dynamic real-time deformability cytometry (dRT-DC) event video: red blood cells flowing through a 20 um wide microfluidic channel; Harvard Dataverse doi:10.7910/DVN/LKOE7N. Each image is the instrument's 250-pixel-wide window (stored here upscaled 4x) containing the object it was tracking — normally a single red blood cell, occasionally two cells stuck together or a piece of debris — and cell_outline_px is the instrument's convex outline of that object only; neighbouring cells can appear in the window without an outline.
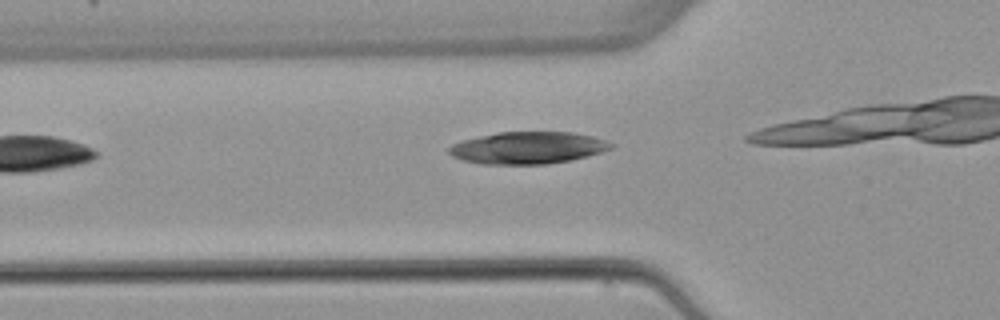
{"species": "common noctule bat (a hibernating species)", "species_latin": "Nyctalus noctula", "temperature_condition": "warm", "stored_images_in_passage": 6, "camera_frame_rate_fps": 3000, "um_per_image_px": 0.085, "animal": {"sex": "female", "body_mass_g": 22.7, "forearm_length_mm": 54.2}, "frame": {"image": 1, "passage_image": 3, "time_ms": 2.333, "image_size_px": [1000, 320], "cell_outline_px": [[616, 144], [612, 148], [588, 156], [548, 164], [480, 164], [464, 160], [452, 156], [448, 152], [448, 148], [452, 144], [464, 140], [496, 132], [572, 132], [592, 136]], "centroid_in_image_um": [44.86, 12.56], "position_along_channel_um": 80.9, "area_um2": 30.17}}